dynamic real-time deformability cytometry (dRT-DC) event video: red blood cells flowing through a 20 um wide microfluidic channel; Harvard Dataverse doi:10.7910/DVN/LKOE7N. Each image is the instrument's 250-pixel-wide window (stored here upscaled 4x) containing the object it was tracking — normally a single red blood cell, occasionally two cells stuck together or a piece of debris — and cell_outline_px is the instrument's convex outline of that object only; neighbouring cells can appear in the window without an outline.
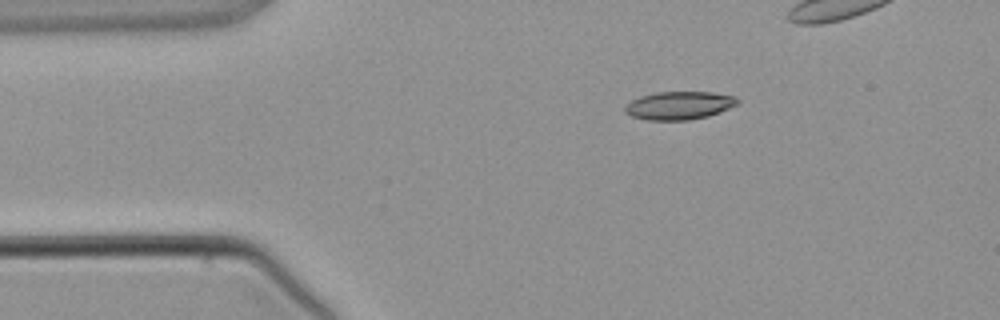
{"species": "common noctule bat (a hibernating species)", "species_latin": "Nyctalus noctula", "temperature_condition": "warm", "stored_images_in_passage": 3, "camera_frame_rate_fps": 3000, "um_per_image_px": 0.085, "animal": {"sex": "male", "body_mass_g": 21.5, "forearm_length_mm": 52.0}, "frame": {"image": 1, "passage_image": 1, "time_ms": 0.0, "image_size_px": [1000, 320], "cell_outline_px": [[740, 104], [708, 116], [688, 120], [648, 120], [632, 116], [624, 112], [624, 108], [632, 100], [640, 96], [656, 92], [712, 92], [732, 96], [740, 100]], "centroid_in_image_um": [57.74, 8.96], "position_along_channel_um": 27.3, "area_um2": 18.38}}